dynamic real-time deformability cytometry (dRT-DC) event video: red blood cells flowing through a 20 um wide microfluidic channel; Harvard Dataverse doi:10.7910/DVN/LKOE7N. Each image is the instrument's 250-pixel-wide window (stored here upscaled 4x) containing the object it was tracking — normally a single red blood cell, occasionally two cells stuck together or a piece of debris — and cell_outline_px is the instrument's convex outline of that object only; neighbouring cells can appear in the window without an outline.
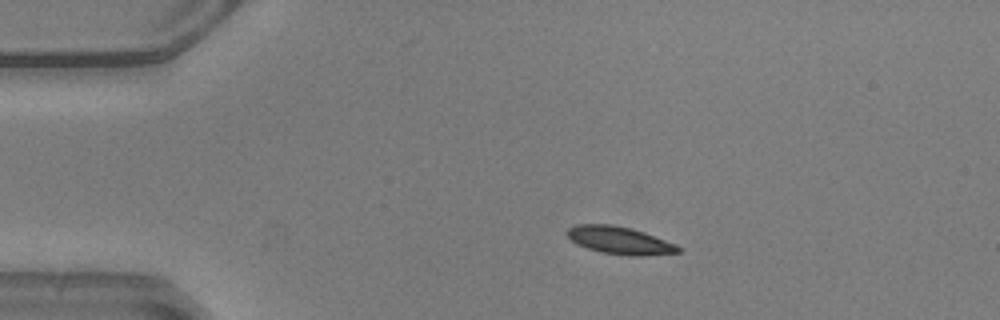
{"species": "common noctule bat (a hibernating species)", "species_latin": "Nyctalus noctula", "temperature_condition": "warm", "stored_images_in_passage": 43, "camera_frame_rate_fps": 3000, "um_per_image_px": 0.085, "animal": {"sex": "male", "body_mass_g": 20.5, "forearm_length_mm": 52.5}, "frame": {"image": 1, "passage_image": 1, "time_ms": 0.0, "image_size_px": [1000, 320], "cell_outline_px": [[680, 252], [644, 256], [628, 256], [600, 252], [576, 244], [564, 232], [568, 228], [576, 224], [612, 224], [632, 228], [644, 232], [676, 244], [680, 248]], "centroid_in_image_um": [52.65, 20.43], "position_along_channel_um": 32.4, "area_um2": 17.98}}
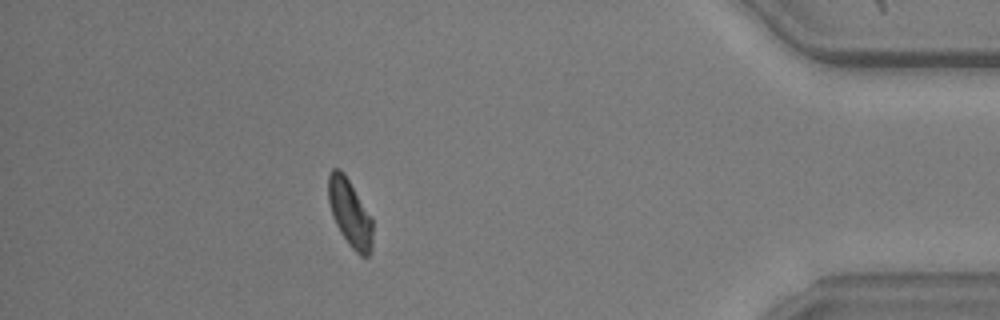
{"frame": {"image": 2, "passage_image": 37, "time_ms": 12.0, "image_size_px": [1000, 320], "cell_outline_px": [[372, 248], [368, 256], [360, 256], [348, 244], [340, 232], [336, 224], [328, 200], [328, 176], [332, 168], [340, 168], [344, 172], [372, 216]], "centroid_in_image_um": [29.75, 18.09], "position_along_channel_um": 405.5, "area_um2": 17.51}, "authors_computed_cell_mechanics": {"area_um2": 17.918, "velocity_mm_per_s": 3.8988, "shape_relaxation_time_tau1_ms": 2.543, "shape_relaxation_time_tau2_ms": null, "deformation_change_tau1": 0.1104, "deformation_change_tau2": null}}